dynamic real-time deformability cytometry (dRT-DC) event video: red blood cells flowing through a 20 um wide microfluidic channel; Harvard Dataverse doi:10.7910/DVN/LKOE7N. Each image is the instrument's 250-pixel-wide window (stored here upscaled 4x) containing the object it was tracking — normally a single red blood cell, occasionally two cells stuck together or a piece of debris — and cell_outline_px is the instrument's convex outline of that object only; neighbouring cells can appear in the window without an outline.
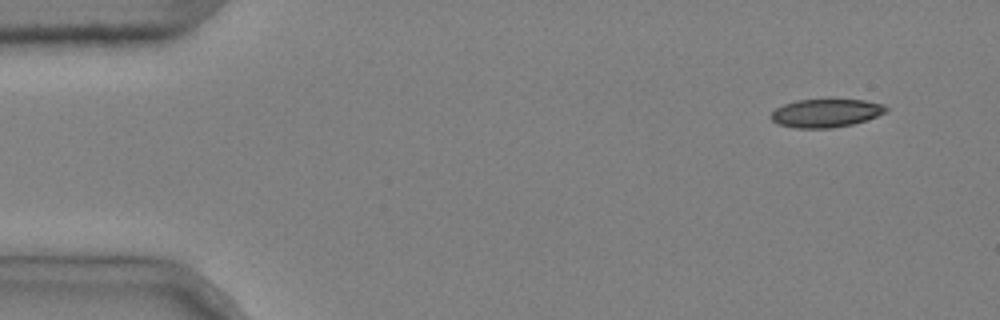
{"species": "common noctule bat (a hibernating species)", "species_latin": "Nyctalus noctula", "temperature_condition": "cold", "stored_images_in_passage": 4, "camera_frame_rate_fps": 3000, "um_per_image_px": 0.085, "animal": {"sex": "male", "body_mass_g": 20.4}, "frame": {"image": 1, "passage_image": 1, "time_ms": 0.0, "image_size_px": [1000, 320], "cell_outline_px": [[888, 112], [852, 124], [832, 128], [796, 128], [776, 124], [772, 120], [772, 112], [776, 108], [784, 104], [796, 100], [864, 100], [884, 104], [888, 108]], "centroid_in_image_um": [70.2, 9.61], "position_along_channel_um": 14.8, "area_um2": 18.84}}
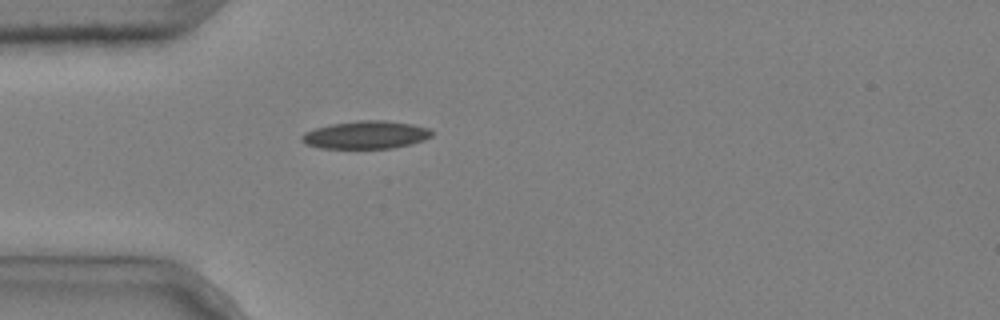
{"frame": {"image": 2, "passage_image": 4, "time_ms": 1.0, "image_size_px": [1000, 320], "cell_outline_px": [[436, 132], [432, 136], [424, 140], [412, 144], [392, 148], [320, 148], [304, 144], [300, 140], [300, 136], [304, 132], [316, 128], [332, 124], [356, 120], [384, 120], [412, 124], [428, 128]], "centroid_in_image_um": [31.11, 11.46], "position_along_channel_um": 53.9, "area_um2": 21.33}}